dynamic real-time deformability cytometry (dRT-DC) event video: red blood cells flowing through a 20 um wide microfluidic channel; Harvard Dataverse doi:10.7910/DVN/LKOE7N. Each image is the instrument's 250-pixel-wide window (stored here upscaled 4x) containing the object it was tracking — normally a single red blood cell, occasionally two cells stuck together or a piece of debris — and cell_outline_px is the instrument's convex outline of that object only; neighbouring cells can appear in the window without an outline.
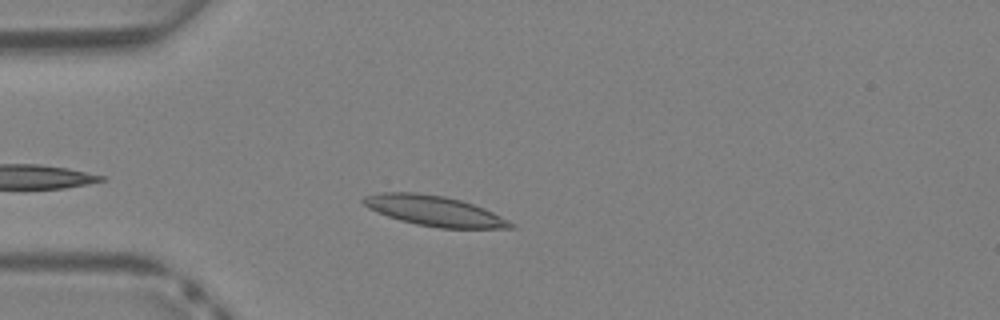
{"species": "Egyptian fruit bat (a non-hibernating species)", "species_latin": "Rousettus aegyptiacus", "temperature_condition": "warm", "stored_images_in_passage": 31, "camera_frame_rate_fps": 3000, "um_per_image_px": 0.085, "animal": {"sex": "female"}, "frame": {"image": 1, "passage_image": 4, "time_ms": 1.0, "image_size_px": [1000, 320], "cell_outline_px": [[516, 228], [440, 228], [416, 224], [400, 220], [388, 216], [368, 208], [360, 200], [364, 196], [380, 192], [416, 192], [444, 196], [460, 200], [484, 208], [516, 224]], "centroid_in_image_um": [36.9, 17.92], "position_along_channel_um": 48.1, "area_um2": 25.84}}
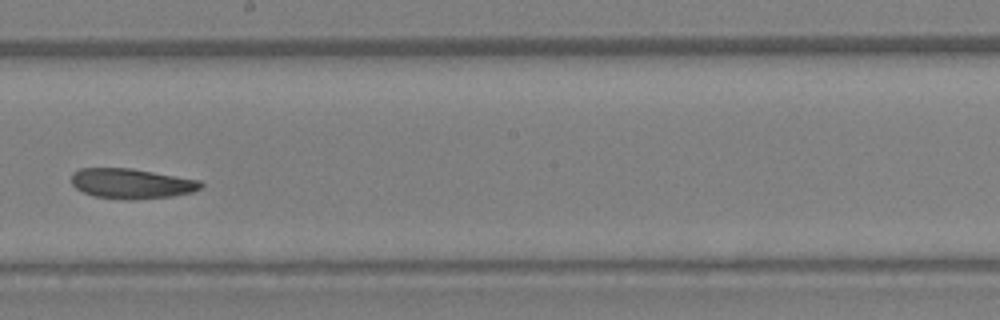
{"frame": {"image": 2, "passage_image": 16, "time_ms": 5.0, "image_size_px": [1000, 320], "cell_outline_px": [[204, 184], [200, 188], [192, 192], [172, 196], [132, 200], [124, 200], [92, 196], [76, 188], [72, 184], [72, 172], [80, 168], [128, 168], [200, 180]], "centroid_in_image_um": [11.15, 15.61], "position_along_channel_um": 237.0, "area_um2": 22.66}}
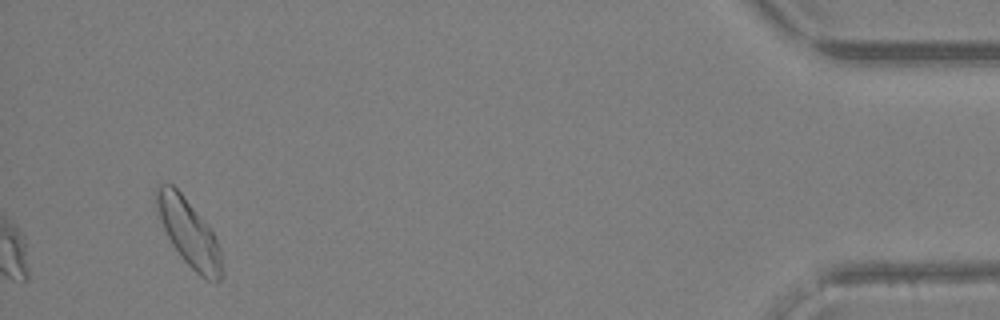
{"frame": {"image": 3, "passage_image": 31, "time_ms": 10.0, "image_size_px": [1000, 320], "cell_outline_px": [[224, 276], [216, 284], [204, 280], [180, 256], [172, 244], [160, 220], [156, 208], [156, 184], [172, 184], [180, 192], [212, 232], [220, 248], [224, 272]], "centroid_in_image_um": [16.08, 19.86], "position_along_channel_um": 419.1, "area_um2": 25.32}}